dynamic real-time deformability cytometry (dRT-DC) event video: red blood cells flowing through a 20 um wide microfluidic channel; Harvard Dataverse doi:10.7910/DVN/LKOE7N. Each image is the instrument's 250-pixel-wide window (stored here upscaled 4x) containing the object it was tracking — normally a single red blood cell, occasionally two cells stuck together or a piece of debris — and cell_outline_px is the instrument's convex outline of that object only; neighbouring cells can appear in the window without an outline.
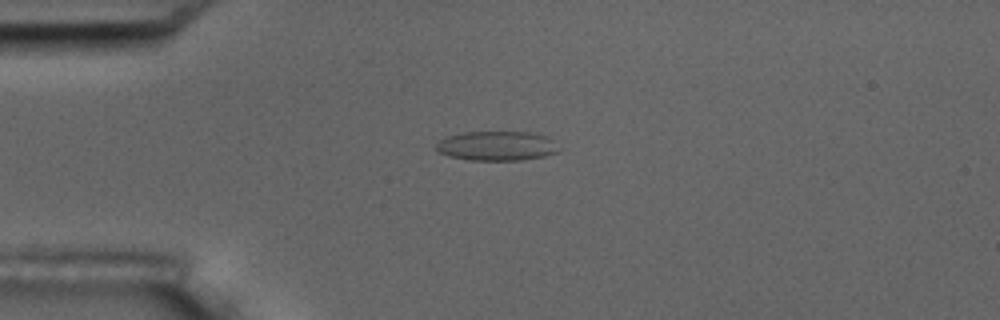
{"species": "common noctule bat (a hibernating species)", "species_latin": "Nyctalus noctula", "temperature_condition": "room temperature", "stored_images_in_passage": 2, "camera_frame_rate_fps": 3000, "um_per_image_px": 0.085, "animal": {"sex": "male", "body_mass_g": 17.5, "forearm_length_mm": 52.3}, "frame": {"image": 1, "passage_image": 1, "time_ms": 0.0, "image_size_px": [1000, 320], "cell_outline_px": [[564, 148], [560, 152], [544, 156], [520, 160], [468, 160], [448, 156], [440, 152], [436, 148], [436, 144], [440, 140], [448, 136], [464, 132], [528, 132], [548, 136]], "centroid_in_image_um": [42.31, 12.4], "position_along_channel_um": 42.7, "area_um2": 21.33}}